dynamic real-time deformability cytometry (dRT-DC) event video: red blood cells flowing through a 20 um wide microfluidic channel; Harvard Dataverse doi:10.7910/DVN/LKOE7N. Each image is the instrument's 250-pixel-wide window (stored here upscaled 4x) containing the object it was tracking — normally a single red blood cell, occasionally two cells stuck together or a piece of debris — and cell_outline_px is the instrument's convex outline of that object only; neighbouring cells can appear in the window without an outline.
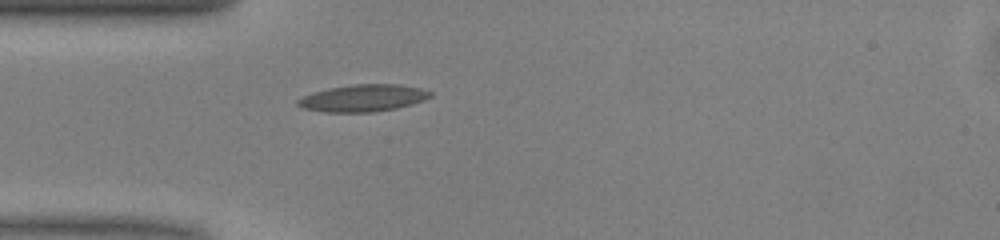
{"species": "common noctule bat (a hibernating species)", "species_latin": "Nyctalus noctula", "temperature_condition": "warm", "stored_images_in_passage": 28, "camera_frame_rate_fps": 3000, "um_per_image_px": 0.085, "animal": {"sex": "male", "body_mass_g": 13.0, "forearm_length_mm": 53.1}, "frame": {"image": 1, "passage_image": 1, "time_ms": 0.0, "image_size_px": [1000, 240], "cell_outline_px": [[432, 96], [424, 100], [412, 104], [396, 108], [372, 112], [324, 112], [304, 108], [296, 104], [296, 100], [312, 92], [328, 88], [352, 84], [400, 84], [420, 88], [432, 92]], "centroid_in_image_um": [30.86, 8.33], "position_along_channel_um": 54.1, "area_um2": 20.92}}
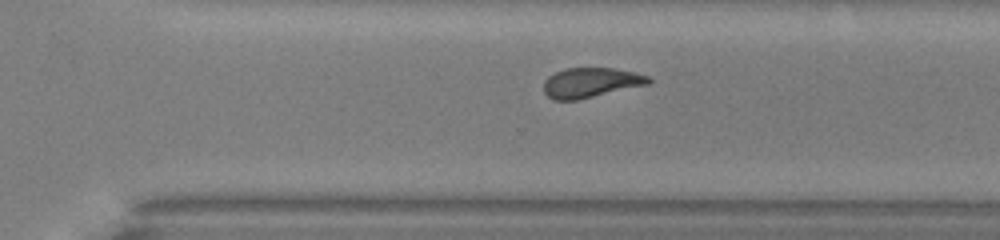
{"frame": {"image": 2, "passage_image": 21, "time_ms": 6.667, "image_size_px": [1000, 240], "cell_outline_px": [[652, 80], [648, 84], [576, 100], [552, 100], [544, 92], [544, 80], [548, 76], [564, 68], [612, 68], [636, 72], [648, 76]], "centroid_in_image_um": [50.19, 7.01], "position_along_channel_um": 320.4, "area_um2": 18.15}}
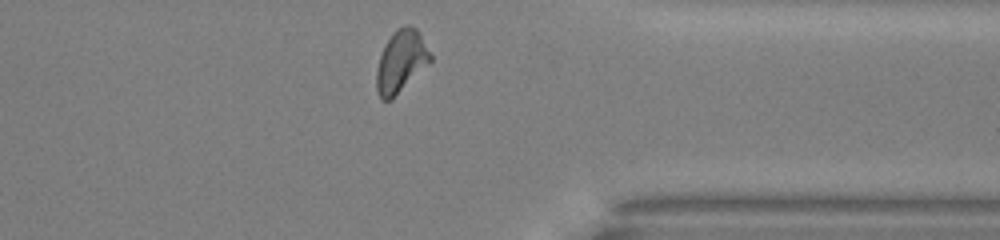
{"frame": {"image": 3, "passage_image": 26, "time_ms": 8.333, "image_size_px": [1000, 240], "cell_outline_px": [[432, 60], [392, 100], [380, 100], [376, 88], [376, 72], [380, 56], [392, 32], [396, 28], [404, 24], [408, 24], [416, 28], [420, 32], [432, 56]], "centroid_in_image_um": [34.09, 5.21], "position_along_channel_um": 377.3, "area_um2": 19.59}, "authors_computed_cell_mechanics": {"area_um2": 19.1029, "velocity_mm_per_s": 4.05, "shape_relaxation_time_tau1_ms": null, "shape_relaxation_time_tau2_ms": 1.8985, "deformation_change_tau1": null, "deformation_change_tau2": 0.0882}}